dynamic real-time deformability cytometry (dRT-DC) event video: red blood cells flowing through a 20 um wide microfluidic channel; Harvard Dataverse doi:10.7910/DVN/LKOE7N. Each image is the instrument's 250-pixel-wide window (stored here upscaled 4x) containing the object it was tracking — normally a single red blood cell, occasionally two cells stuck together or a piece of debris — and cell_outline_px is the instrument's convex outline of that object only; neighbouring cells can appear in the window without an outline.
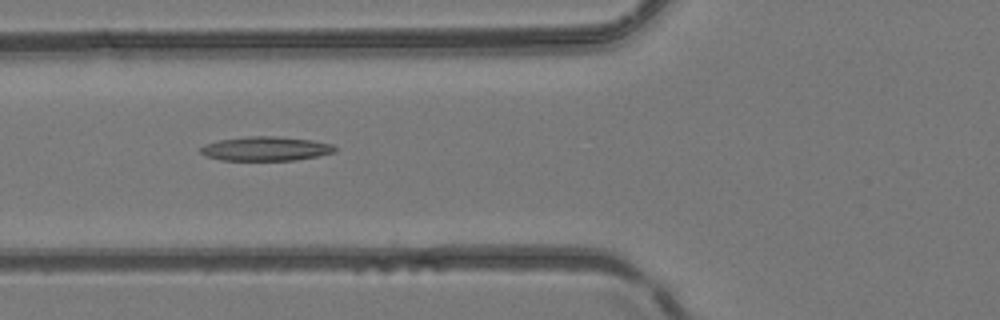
{"species": "common noctule bat (a hibernating species)", "species_latin": "Nyctalus noctula", "temperature_condition": "room temperature", "stored_images_in_passage": 17, "camera_frame_rate_fps": 3000, "um_per_image_px": 0.085, "animal": {"sex": "female", "body_mass_g": 24.6, "forearm_length_mm": 56.2}, "frame": {"image": 1, "passage_image": 3, "time_ms": 0.667, "image_size_px": [1000, 320], "cell_outline_px": [[336, 152], [296, 160], [220, 160], [204, 156], [200, 152], [200, 148], [204, 144], [220, 140], [248, 136], [276, 136], [312, 140], [332, 144], [336, 148]], "centroid_in_image_um": [22.57, 12.64], "position_along_channel_um": 103.2, "area_um2": 18.96}}
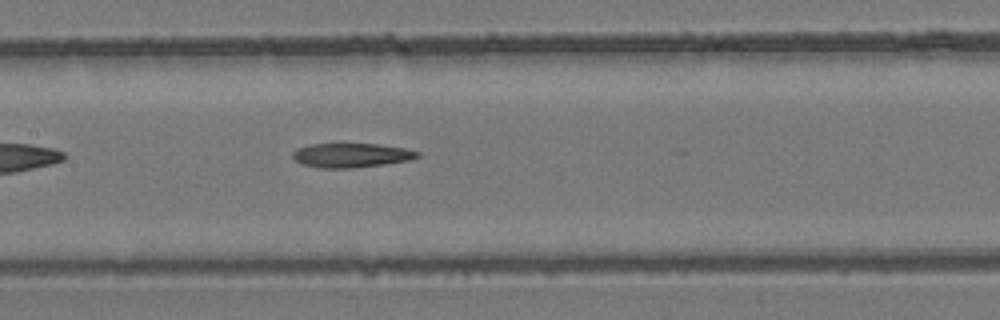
{"frame": {"image": 2, "passage_image": 8, "time_ms": 2.333, "image_size_px": [1000, 320], "cell_outline_px": [[420, 156], [408, 160], [384, 164], [352, 168], [320, 168], [300, 164], [292, 156], [292, 152], [296, 148], [308, 144], [380, 144], [404, 148], [420, 152]], "centroid_in_image_um": [29.82, 13.19], "position_along_channel_um": 177.6, "area_um2": 17.69}}
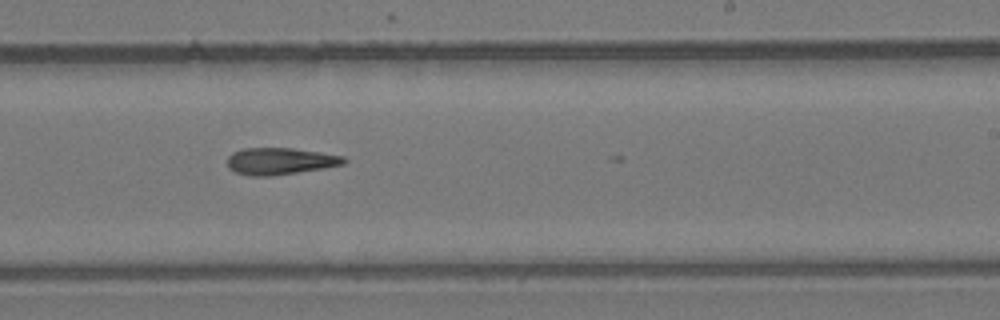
{"frame": {"image": 3, "passage_image": 14, "time_ms": 4.333, "image_size_px": [1000, 320], "cell_outline_px": [[348, 160], [344, 164], [324, 168], [272, 176], [248, 176], [236, 172], [228, 168], [228, 156], [232, 152], [244, 148], [292, 148], [320, 152], [344, 156]], "centroid_in_image_um": [23.81, 13.7], "position_along_channel_um": 265.2, "area_um2": 18.32}}